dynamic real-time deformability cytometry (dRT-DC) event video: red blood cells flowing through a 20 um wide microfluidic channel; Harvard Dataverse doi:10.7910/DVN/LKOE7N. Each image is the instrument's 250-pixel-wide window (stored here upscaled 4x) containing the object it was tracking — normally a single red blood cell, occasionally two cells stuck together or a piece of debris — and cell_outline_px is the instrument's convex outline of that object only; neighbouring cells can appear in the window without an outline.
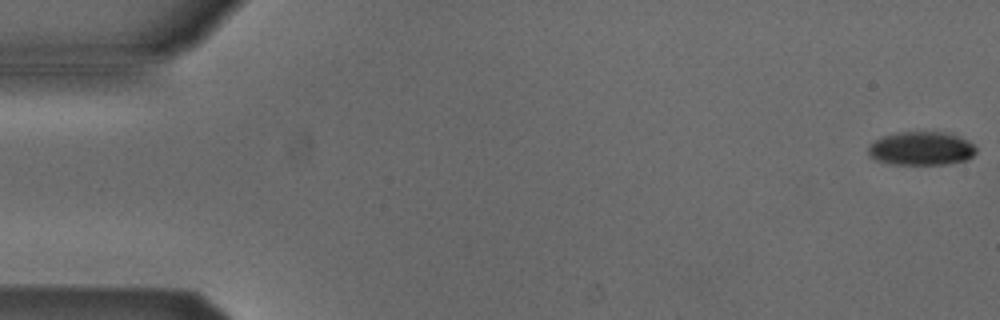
{"species": "Egyptian fruit bat (a non-hibernating species)", "species_latin": "Rousettus aegyptiacus", "temperature_condition": "cold", "stored_images_in_passage": 5, "camera_frame_rate_fps": 3000, "um_per_image_px": 0.085, "animal": {"sex": "male"}, "frame": {"image": 1, "passage_image": 1, "time_ms": 0.0, "image_size_px": [1000, 320], "cell_outline_px": [[976, 152], [972, 156], [964, 160], [944, 164], [888, 164], [876, 160], [868, 156], [868, 148], [876, 140], [884, 136], [900, 132], [952, 132], [968, 140], [976, 148]], "centroid_in_image_um": [78.32, 12.62], "position_along_channel_um": 6.7, "area_um2": 21.1}}